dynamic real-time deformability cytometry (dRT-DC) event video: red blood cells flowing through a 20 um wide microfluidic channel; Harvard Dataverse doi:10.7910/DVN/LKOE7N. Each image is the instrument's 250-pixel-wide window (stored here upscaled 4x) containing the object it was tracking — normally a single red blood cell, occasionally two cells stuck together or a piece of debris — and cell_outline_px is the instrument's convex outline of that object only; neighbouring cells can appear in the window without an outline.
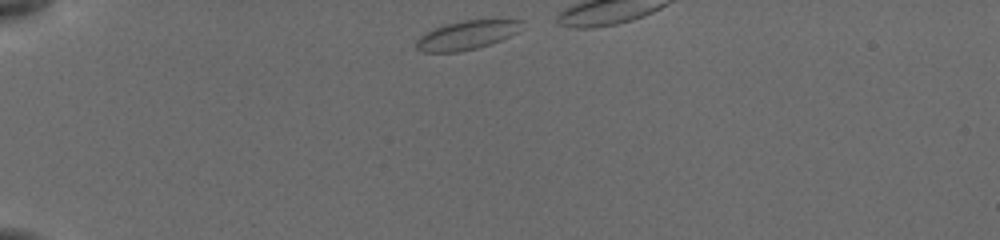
{"species": "common noctule bat (a hibernating species)", "species_latin": "Nyctalus noctula", "temperature_condition": "cold", "stored_images_in_passage": 8, "camera_frame_rate_fps": 3000, "um_per_image_px": 0.085, "animal": {"sex": "female", "body_mass_g": 19.5, "forearm_length_mm": 54.1}, "frame": {"image": 1, "passage_image": 1, "time_ms": 0.0, "image_size_px": [1000, 240], "cell_outline_px": [[524, 20], [520, 32], [492, 44], [460, 52], [420, 52], [416, 48], [416, 40], [420, 36], [444, 24], [464, 20]], "centroid_in_image_um": [39.7, 3.0], "position_along_channel_um": 45.3, "area_um2": 17.86}}